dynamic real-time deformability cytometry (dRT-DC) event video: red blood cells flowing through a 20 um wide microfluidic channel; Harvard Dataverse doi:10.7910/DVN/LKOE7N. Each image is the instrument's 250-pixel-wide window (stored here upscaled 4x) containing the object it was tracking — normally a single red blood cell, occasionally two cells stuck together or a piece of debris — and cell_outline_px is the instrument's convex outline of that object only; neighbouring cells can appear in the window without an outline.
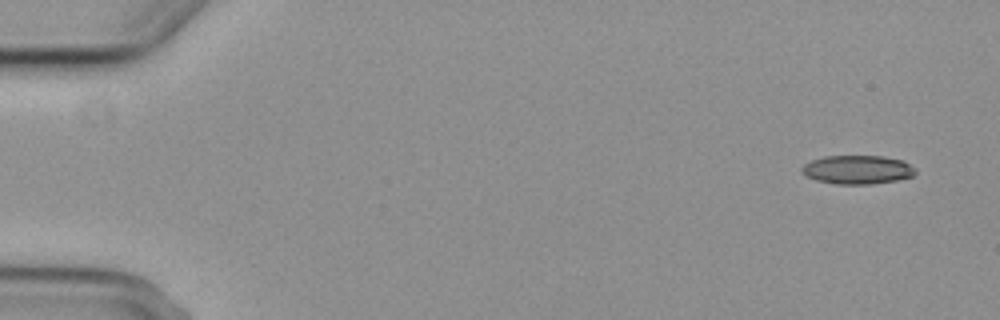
{"species": "common noctule bat (a hibernating species)", "species_latin": "Nyctalus noctula", "temperature_condition": "cold", "stored_images_in_passage": 4, "camera_frame_rate_fps": 3000, "um_per_image_px": 0.085, "animal": {"sex": "female", "body_mass_g": 29.2, "forearm_length_mm": 56.3}, "frame": {"image": 1, "passage_image": 1, "time_ms": 0.0, "image_size_px": [1000, 320], "cell_outline_px": [[916, 172], [912, 176], [896, 180], [868, 184], [836, 184], [816, 180], [800, 172], [800, 168], [804, 164], [812, 160], [824, 156], [884, 156], [904, 160], [916, 168]], "centroid_in_image_um": [72.89, 14.41], "position_along_channel_um": 12.1, "area_um2": 19.07}}